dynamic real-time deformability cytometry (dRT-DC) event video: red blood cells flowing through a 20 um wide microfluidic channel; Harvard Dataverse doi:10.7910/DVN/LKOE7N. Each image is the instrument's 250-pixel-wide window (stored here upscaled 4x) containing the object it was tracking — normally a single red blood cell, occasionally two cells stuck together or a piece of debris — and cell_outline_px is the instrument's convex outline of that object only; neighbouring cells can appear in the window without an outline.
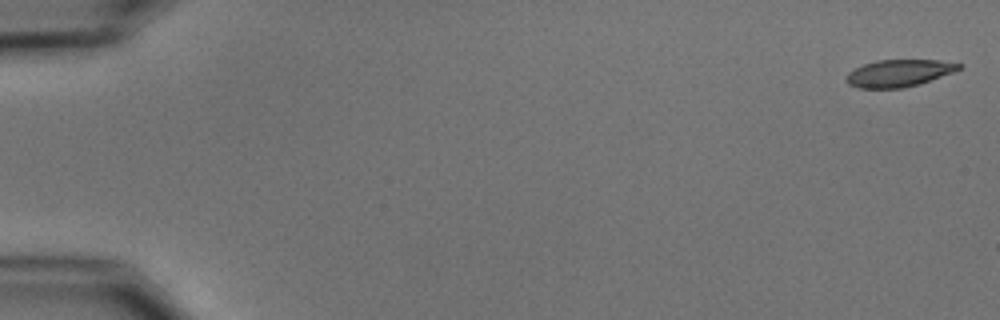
{"species": "common noctule bat (a hibernating species)", "species_latin": "Nyctalus noctula", "temperature_condition": "cold", "stored_images_in_passage": 5, "camera_frame_rate_fps": 3000, "um_per_image_px": 0.085, "animal": {"sex": "male", "body_mass_g": 15.6}, "frame": {"image": 1, "passage_image": 1, "time_ms": 0.0, "image_size_px": [1000, 320], "cell_outline_px": [[964, 64], [960, 68], [952, 72], [920, 84], [904, 88], [856, 88], [848, 84], [844, 80], [848, 72], [864, 64], [876, 60], [936, 60]], "centroid_in_image_um": [76.36, 6.22], "position_along_channel_um": 8.6, "area_um2": 17.8}}
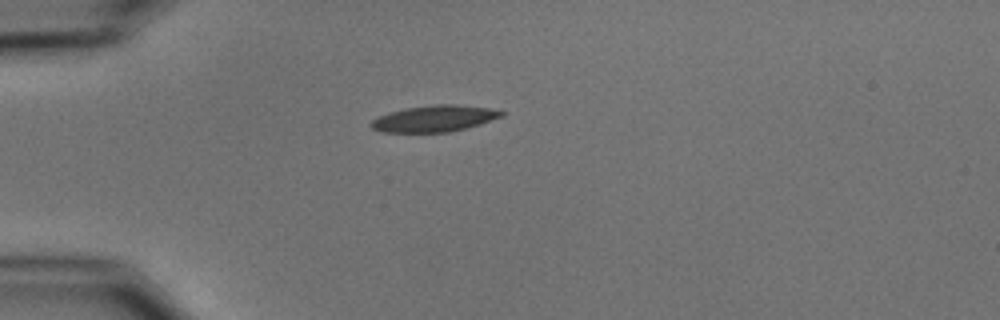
{"frame": {"image": 2, "passage_image": 5, "time_ms": 4.667, "image_size_px": [1000, 320], "cell_outline_px": [[504, 116], [480, 124], [448, 132], [380, 132], [372, 128], [368, 124], [372, 120], [388, 112], [404, 108], [436, 104], [456, 104], [488, 108], [504, 112]], "centroid_in_image_um": [36.88, 10.07], "position_along_channel_um": 48.1, "area_um2": 20.0}}